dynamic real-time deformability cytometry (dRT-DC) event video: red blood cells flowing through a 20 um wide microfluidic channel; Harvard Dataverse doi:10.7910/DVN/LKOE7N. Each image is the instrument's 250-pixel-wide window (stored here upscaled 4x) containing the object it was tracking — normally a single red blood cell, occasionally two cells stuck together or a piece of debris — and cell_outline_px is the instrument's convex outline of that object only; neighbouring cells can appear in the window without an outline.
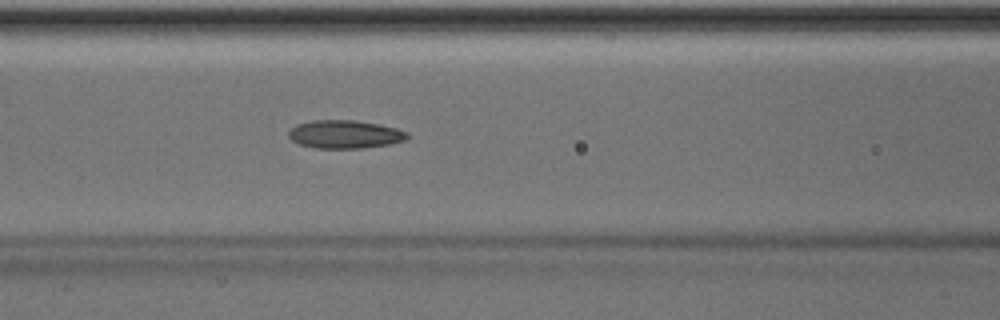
{"species": "Egyptian fruit bat (a non-hibernating species)", "species_latin": "Rousettus aegyptiacus", "temperature_condition": "room temperature", "stored_images_in_passage": 51, "camera_frame_rate_fps": 3000, "um_per_image_px": 0.085, "animal": {"sex": "male"}, "frame": {"image": 1, "passage_image": 22, "time_ms": 7.0, "image_size_px": [1000, 320], "cell_outline_px": [[408, 136], [404, 140], [388, 144], [364, 148], [316, 148], [300, 144], [292, 140], [288, 136], [288, 132], [296, 124], [312, 120], [356, 120], [380, 124], [396, 128], [408, 132]], "centroid_in_image_um": [29.3, 11.4], "position_along_channel_um": 137.3, "area_um2": 19.48}, "authors_computed_cell_mechanics": {"area_um2": 19.5942, "velocity_mm_per_s": 4.0285, "shape_relaxation_time_tau1_ms": 7.39, "shape_relaxation_time_tau2_ms": 3.5278, "deformation_change_tau1": 0.1485, "deformation_change_tau2": 0.1135}}